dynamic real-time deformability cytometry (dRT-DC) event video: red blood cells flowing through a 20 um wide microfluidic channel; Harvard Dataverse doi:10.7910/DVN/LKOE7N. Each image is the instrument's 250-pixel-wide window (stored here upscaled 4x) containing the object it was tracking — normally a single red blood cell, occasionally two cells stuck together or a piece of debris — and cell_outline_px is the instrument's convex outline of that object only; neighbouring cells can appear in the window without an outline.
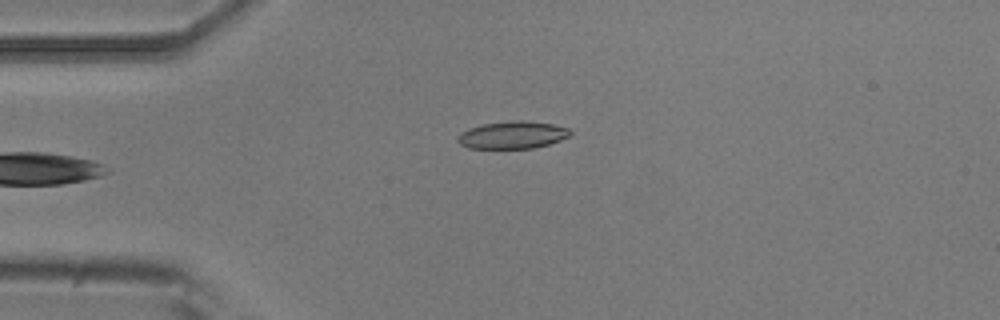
{"species": "common noctule bat (a hibernating species)", "species_latin": "Nyctalus noctula", "temperature_condition": "room temperature", "stored_images_in_passage": 4, "camera_frame_rate_fps": 3000, "um_per_image_px": 0.085, "animal": {"sex": "male", "body_mass_g": 20.5, "forearm_length_mm": 52.5}, "frame": {"image": 1, "passage_image": 2, "time_ms": 2.333, "image_size_px": [1000, 320], "cell_outline_px": [[572, 136], [548, 144], [532, 148], [468, 148], [460, 144], [456, 140], [460, 132], [468, 128], [484, 124], [512, 120], [524, 120], [552, 124], [568, 128], [572, 132]], "centroid_in_image_um": [43.56, 11.47], "position_along_channel_um": 41.4, "area_um2": 18.03}}
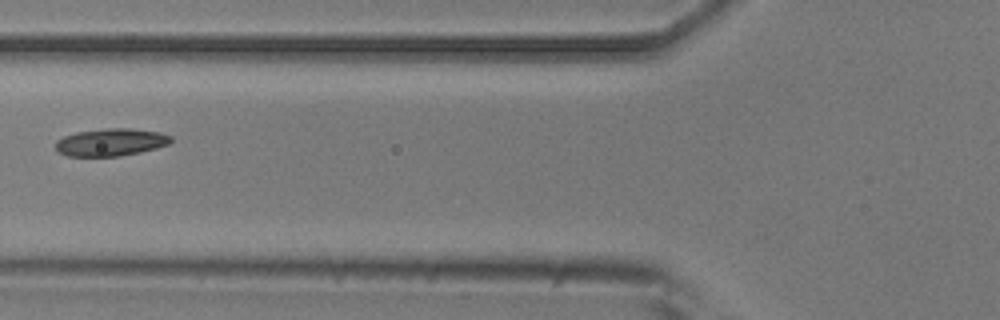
{"frame": {"image": 2, "passage_image": 4, "time_ms": 5.0, "image_size_px": [1000, 320], "cell_outline_px": [[172, 140], [168, 144], [156, 148], [140, 152], [120, 156], [68, 156], [56, 152], [56, 140], [64, 136], [76, 132], [104, 128], [132, 128], [160, 132], [172, 136]], "centroid_in_image_um": [9.41, 12.08], "position_along_channel_um": 116.4, "area_um2": 18.61}}